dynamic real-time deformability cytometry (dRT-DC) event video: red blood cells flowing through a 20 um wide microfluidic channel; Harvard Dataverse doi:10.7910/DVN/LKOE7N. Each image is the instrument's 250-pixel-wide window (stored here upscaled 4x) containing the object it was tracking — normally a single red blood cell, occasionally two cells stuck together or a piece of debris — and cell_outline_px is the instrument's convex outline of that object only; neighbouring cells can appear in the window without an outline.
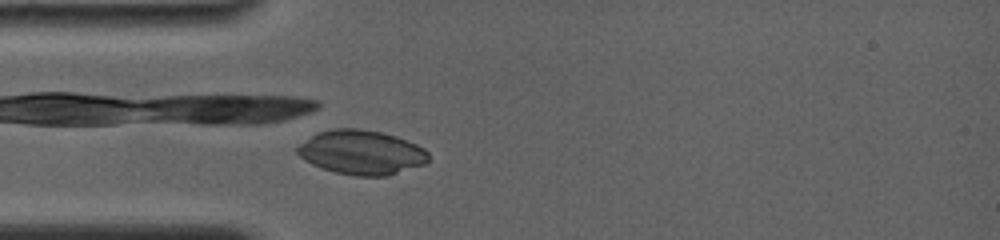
{"species": "common noctule bat (a hibernating species)", "species_latin": "Nyctalus noctula", "temperature_condition": "room temperature", "stored_images_in_passage": 1, "camera_frame_rate_fps": 4000, "um_per_image_px": 0.085, "animal": {"sex": "female", "body_mass_g": 19.0, "forearm_length_mm": 56.7}, "frame": {"image": 1, "passage_image": 1, "time_ms": 0.0, "image_size_px": [1000, 240], "cell_outline_px": [[428, 160], [424, 164], [384, 176], [356, 176], [336, 172], [312, 164], [304, 160], [296, 152], [296, 148], [300, 144], [316, 132], [332, 128], [356, 128], [380, 132], [396, 136], [408, 140], [424, 148], [428, 152]], "centroid_in_image_um": [30.71, 12.93], "position_along_channel_um": 54.3, "area_um2": 33.7}}